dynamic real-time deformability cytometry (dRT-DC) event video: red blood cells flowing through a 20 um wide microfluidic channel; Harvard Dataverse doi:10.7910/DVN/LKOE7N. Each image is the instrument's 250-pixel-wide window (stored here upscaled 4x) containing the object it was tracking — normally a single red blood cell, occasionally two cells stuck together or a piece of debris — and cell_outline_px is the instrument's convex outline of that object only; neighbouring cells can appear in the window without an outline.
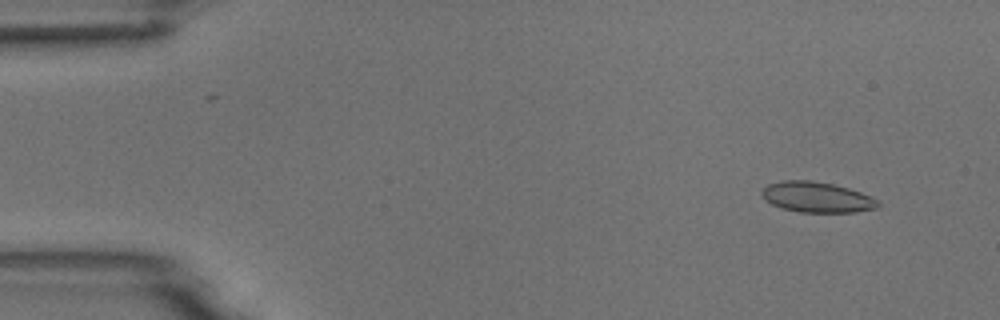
{"species": "common noctule bat (a hibernating species)", "species_latin": "Nyctalus noctula", "temperature_condition": "room temperature", "stored_images_in_passage": 54, "camera_frame_rate_fps": 3000, "um_per_image_px": 0.085, "animal": {"sex": "male", "body_mass_g": 18.8}, "frame": {"image": 1, "passage_image": 5, "time_ms": 1.333, "image_size_px": [1000, 320], "cell_outline_px": [[880, 204], [876, 208], [856, 212], [800, 212], [784, 208], [772, 204], [760, 192], [768, 184], [784, 180], [812, 180], [832, 184], [848, 188], [860, 192], [876, 200]], "centroid_in_image_um": [69.43, 16.75], "position_along_channel_um": 15.6, "area_um2": 20.29}}
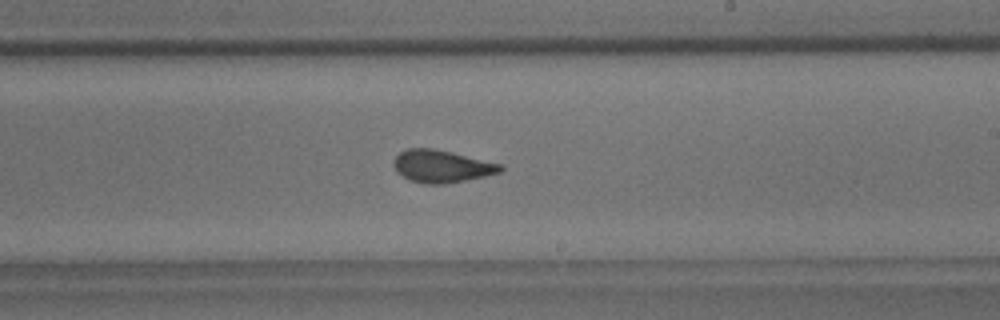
{"frame": {"image": 2, "passage_image": 32, "time_ms": 10.333, "image_size_px": [1000, 320], "cell_outline_px": [[504, 168], [500, 172], [484, 176], [444, 184], [424, 184], [408, 180], [396, 172], [392, 164], [392, 160], [400, 152], [408, 148], [432, 148], [452, 152], [504, 164]], "centroid_in_image_um": [37.51, 14.13], "position_along_channel_um": 251.5, "area_um2": 20.4}}
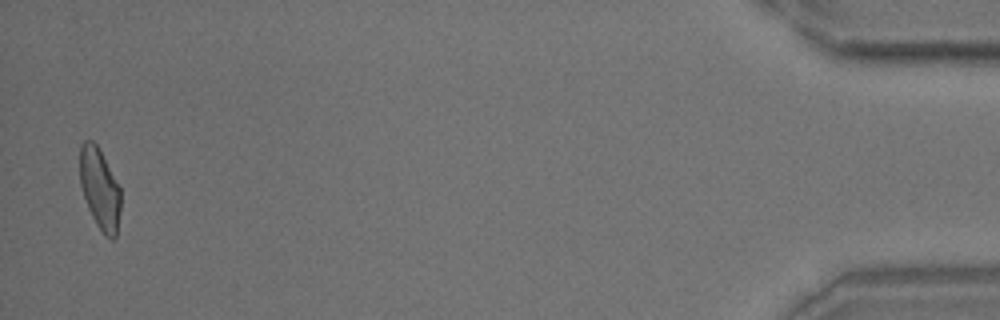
{"frame": {"image": 3, "passage_image": 53, "time_ms": 17.333, "image_size_px": [1000, 320], "cell_outline_px": [[120, 208], [116, 236], [112, 240], [104, 236], [96, 224], [88, 208], [80, 184], [80, 144], [84, 140], [92, 140], [96, 144], [120, 188]], "centroid_in_image_um": [8.47, 16.07], "position_along_channel_um": 426.7, "area_um2": 19.07}, "authors_computed_cell_mechanics": {"area_um2": 20.23, "velocity_mm_per_s": 3.7708, "shape_relaxation_time_tau1_ms": 5.9272, "shape_relaxation_time_tau2_ms": 1.127, "deformation_change_tau1": 0.1448, "deformation_change_tau2": 0.078}}